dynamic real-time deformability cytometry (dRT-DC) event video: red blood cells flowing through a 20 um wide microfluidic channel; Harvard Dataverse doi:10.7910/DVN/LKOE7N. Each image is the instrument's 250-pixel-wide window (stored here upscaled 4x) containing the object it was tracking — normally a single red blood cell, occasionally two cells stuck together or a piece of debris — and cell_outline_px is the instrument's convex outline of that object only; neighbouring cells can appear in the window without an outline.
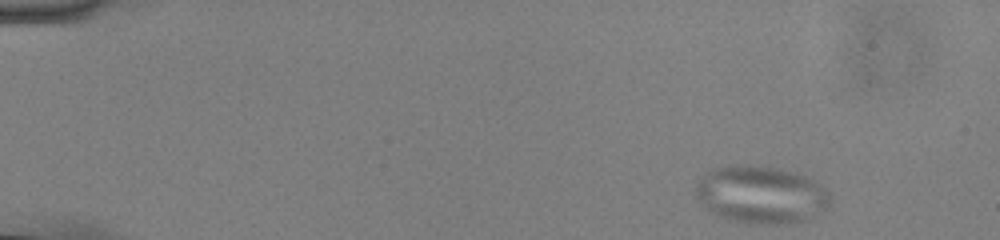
{"species": "common noctule bat (a hibernating species)", "species_latin": "Nyctalus noctula", "temperature_condition": "cold", "stored_images_in_passage": 12, "camera_frame_rate_fps": 3000, "um_per_image_px": 0.085, "animal": {"sex": "male", "body_mass_g": 13.0, "forearm_length_mm": 53.1}, "frame": {"image": 1, "passage_image": 1, "time_ms": 0.0, "image_size_px": [1000, 240], "cell_outline_px": [[832, 200], [824, 208], [808, 220], [788, 224], [752, 224], [732, 220], [716, 216], [696, 196], [692, 188], [712, 168], [728, 164], [748, 164], [772, 168], [804, 176], [820, 184], [824, 188]], "centroid_in_image_um": [64.64, 16.56], "position_along_channel_um": 20.4, "area_um2": 44.91}}